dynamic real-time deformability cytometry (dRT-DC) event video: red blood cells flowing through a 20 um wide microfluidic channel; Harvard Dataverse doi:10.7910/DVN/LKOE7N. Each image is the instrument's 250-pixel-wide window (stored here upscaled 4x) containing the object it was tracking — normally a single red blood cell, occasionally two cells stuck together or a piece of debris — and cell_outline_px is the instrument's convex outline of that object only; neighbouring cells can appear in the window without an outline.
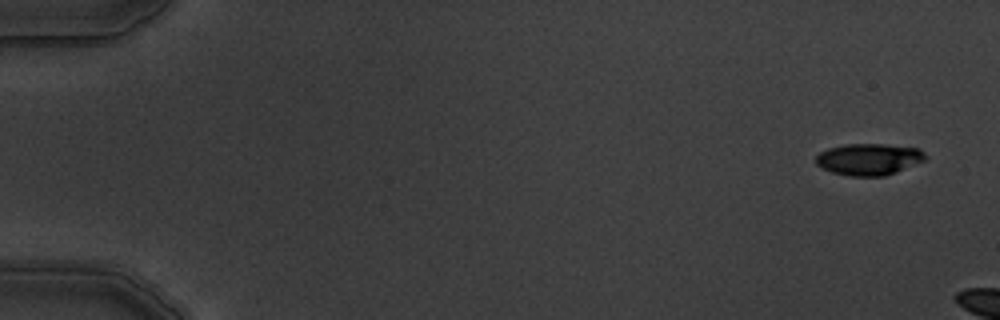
{"species": "common noctule bat (a hibernating species)", "species_latin": "Nyctalus noctula", "temperature_condition": "warm", "stored_images_in_passage": 3, "camera_frame_rate_fps": 3000, "um_per_image_px": 0.085, "animal": {"sex": "male", "body_mass_g": 19.5, "forearm_length_mm": 54.6}, "frame": {"image": 1, "passage_image": 1, "time_ms": 0.0, "image_size_px": [1000, 320], "cell_outline_px": [[928, 160], [896, 172], [884, 176], [848, 176], [832, 172], [820, 168], [816, 164], [816, 156], [820, 152], [828, 148], [844, 144], [884, 144], [920, 148], [928, 156]], "centroid_in_image_um": [73.88, 13.53], "position_along_channel_um": 11.1, "area_um2": 20.52}}